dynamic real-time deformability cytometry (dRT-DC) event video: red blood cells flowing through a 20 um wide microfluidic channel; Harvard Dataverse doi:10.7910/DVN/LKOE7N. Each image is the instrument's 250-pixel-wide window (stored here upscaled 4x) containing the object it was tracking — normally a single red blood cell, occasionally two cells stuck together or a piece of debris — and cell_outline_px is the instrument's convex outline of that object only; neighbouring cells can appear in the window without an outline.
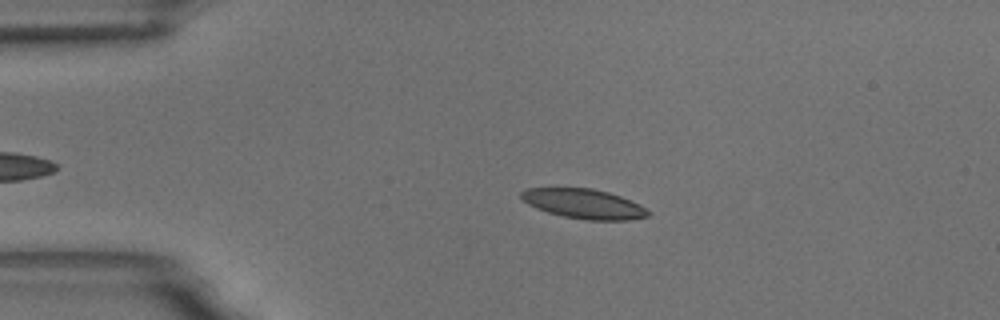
{"species": "common noctule bat (a hibernating species)", "species_latin": "Nyctalus noctula", "temperature_condition": "room temperature", "stored_images_in_passage": 52, "camera_frame_rate_fps": 3000, "um_per_image_px": 0.085, "animal": {"sex": "male", "body_mass_g": 18.8}, "frame": {"image": 1, "passage_image": 12, "time_ms": 3.667, "image_size_px": [1000, 320], "cell_outline_px": [[652, 216], [628, 220], [588, 220], [564, 216], [548, 212], [536, 208], [528, 204], [520, 196], [520, 192], [528, 188], [592, 188], [608, 192], [620, 196], [640, 204], [652, 212]], "centroid_in_image_um": [49.68, 17.33], "position_along_channel_um": 35.3, "area_um2": 21.96}}
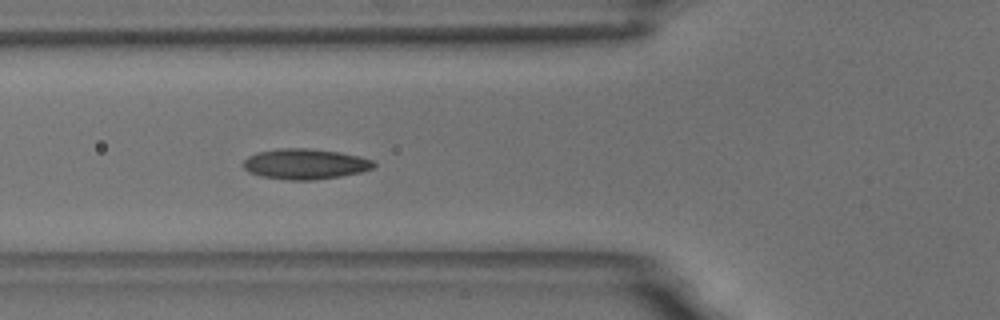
{"frame": {"image": 2, "passage_image": 21, "time_ms": 6.667, "image_size_px": [1000, 320], "cell_outline_px": [[376, 164], [372, 168], [360, 172], [340, 176], [312, 180], [288, 180], [260, 176], [248, 172], [240, 164], [248, 156], [256, 152], [280, 148], [308, 148], [340, 152], [360, 156], [372, 160]], "centroid_in_image_um": [25.89, 13.93], "position_along_channel_um": 99.9, "area_um2": 23.29}}
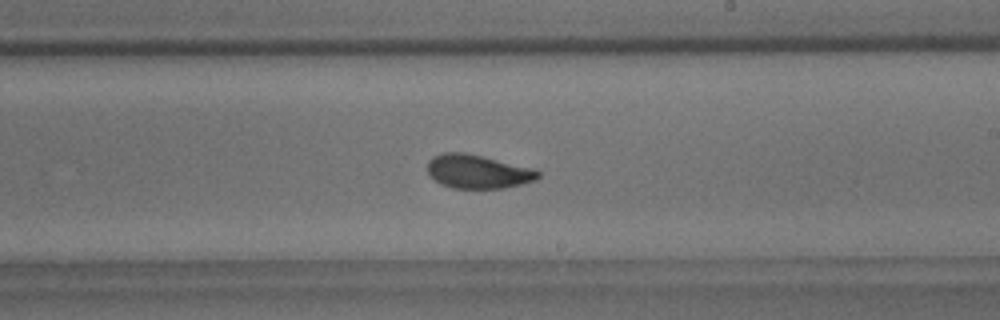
{"frame": {"image": 3, "passage_image": 34, "time_ms": 11.0, "image_size_px": [1000, 320], "cell_outline_px": [[540, 176], [536, 180], [504, 188], [452, 188], [440, 184], [428, 172], [428, 160], [432, 156], [444, 152], [464, 152], [536, 168], [540, 172]], "centroid_in_image_um": [40.64, 14.57], "position_along_channel_um": 248.4, "area_um2": 21.85}, "authors_computed_cell_mechanics": {"area_um2": 21.6172, "velocity_mm_per_s": 3.4228, "shape_relaxation_time_tau1_ms": 5.9336, "shape_relaxation_time_tau2_ms": 1.8278, "deformation_change_tau1": 0.1564, "deformation_change_tau2": 0.0652}}